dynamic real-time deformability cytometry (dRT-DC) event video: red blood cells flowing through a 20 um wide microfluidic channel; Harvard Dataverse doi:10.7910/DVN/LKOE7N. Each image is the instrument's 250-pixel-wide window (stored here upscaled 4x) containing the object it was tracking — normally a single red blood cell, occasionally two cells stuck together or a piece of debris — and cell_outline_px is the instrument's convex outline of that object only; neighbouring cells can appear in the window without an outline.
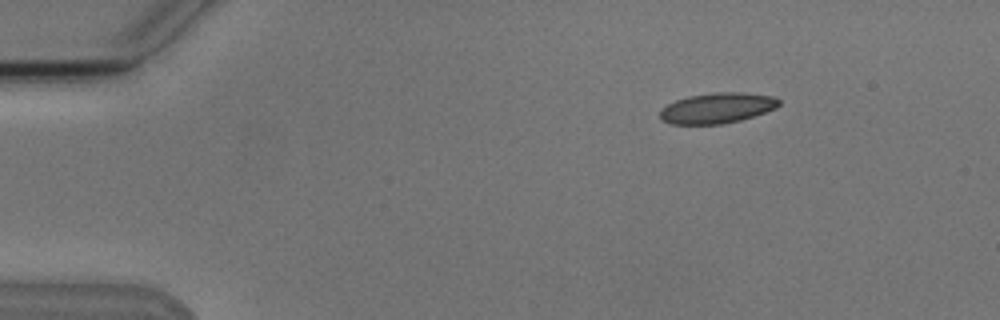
{"species": "Egyptian fruit bat (a non-hibernating species)", "species_latin": "Rousettus aegyptiacus", "temperature_condition": "cold", "stored_images_in_passage": 4, "segment_of_instrument_passage": [1, 2], "camera_frame_rate_fps": 3000, "um_per_image_px": 0.085, "animal": {"sex": "male"}, "frame": {"image": 1, "passage_image": 1, "time_ms": 0.0, "image_size_px": [1000, 320], "cell_outline_px": [[780, 104], [776, 108], [740, 120], [720, 124], [672, 124], [660, 120], [660, 108], [676, 100], [688, 96], [712, 92], [744, 92], [772, 96], [780, 100]], "centroid_in_image_um": [60.93, 9.17], "position_along_channel_um": 24.1, "area_um2": 21.15}}